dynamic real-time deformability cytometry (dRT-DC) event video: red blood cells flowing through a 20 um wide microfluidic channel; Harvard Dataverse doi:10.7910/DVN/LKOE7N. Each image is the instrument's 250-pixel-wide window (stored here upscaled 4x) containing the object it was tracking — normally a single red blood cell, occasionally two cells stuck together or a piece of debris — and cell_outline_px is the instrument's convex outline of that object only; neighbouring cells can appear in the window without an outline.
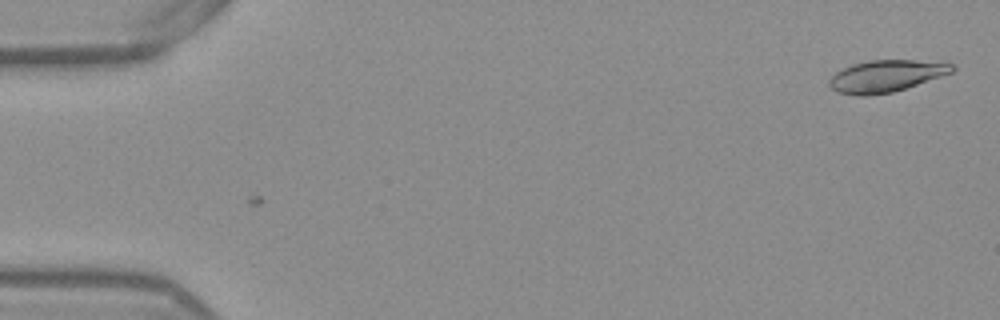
{"species": "Egyptian fruit bat (a non-hibernating species)", "species_latin": "Rousettus aegyptiacus", "temperature_condition": "warm", "stored_images_in_passage": 3, "camera_frame_rate_fps": 3000, "um_per_image_px": 0.085, "frame": {"image": 1, "passage_image": 3, "time_ms": 0.667, "image_size_px": [1000, 320], "cell_outline_px": [[956, 68], [952, 72], [892, 92], [868, 96], [856, 96], [836, 92], [828, 84], [828, 80], [836, 72], [852, 64], [868, 60], [916, 60], [956, 64]], "centroid_in_image_um": [75.27, 6.46], "position_along_channel_um": 9.7, "area_um2": 22.72}}